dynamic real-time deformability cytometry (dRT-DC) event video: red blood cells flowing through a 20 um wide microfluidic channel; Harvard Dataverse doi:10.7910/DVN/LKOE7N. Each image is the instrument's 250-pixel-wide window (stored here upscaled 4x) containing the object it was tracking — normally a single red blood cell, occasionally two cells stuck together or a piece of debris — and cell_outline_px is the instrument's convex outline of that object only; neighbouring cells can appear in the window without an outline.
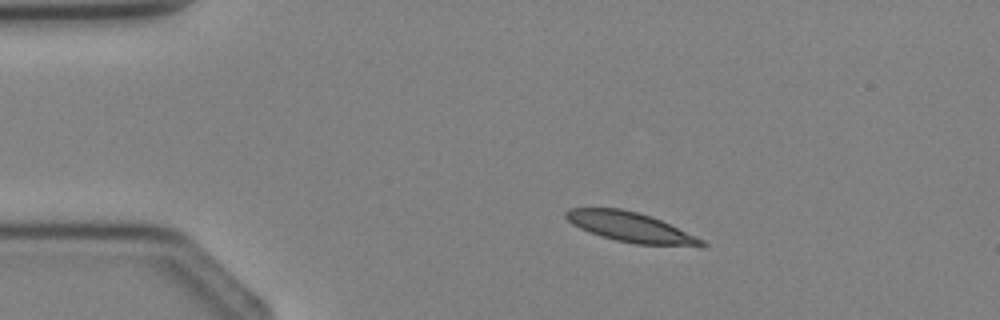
{"species": "Egyptian fruit bat (a non-hibernating species)", "species_latin": "Rousettus aegyptiacus", "temperature_condition": "cold", "stored_images_in_passage": 2, "camera_frame_rate_fps": 3000, "um_per_image_px": 0.085, "animal": {"sex": "female"}, "frame": {"image": 1, "passage_image": 1, "time_ms": 0.0, "image_size_px": [1000, 320], "cell_outline_px": [[708, 244], [704, 248], [636, 244], [616, 240], [600, 236], [588, 232], [572, 224], [564, 216], [564, 212], [568, 208], [620, 208], [652, 216], [704, 240]], "centroid_in_image_um": [53.65, 19.33], "position_along_channel_um": 31.4, "area_um2": 23.93}}